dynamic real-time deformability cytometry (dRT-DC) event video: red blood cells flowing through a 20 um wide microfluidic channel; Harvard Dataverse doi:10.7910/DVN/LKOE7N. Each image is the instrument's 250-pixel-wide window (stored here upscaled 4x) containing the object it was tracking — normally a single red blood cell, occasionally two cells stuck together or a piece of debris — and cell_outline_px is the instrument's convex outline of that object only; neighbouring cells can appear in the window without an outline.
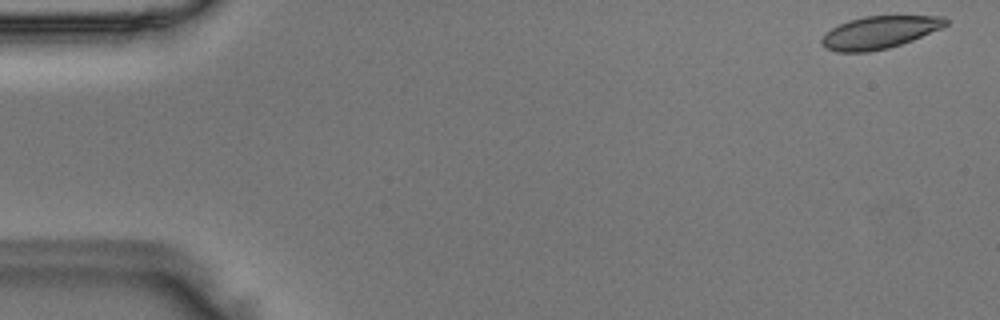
{"species": "Egyptian fruit bat (a non-hibernating species)", "species_latin": "Rousettus aegyptiacus", "temperature_condition": "room temperature", "stored_images_in_passage": 11, "camera_frame_rate_fps": 3000, "um_per_image_px": 0.085, "animal": {"sex": "male"}, "frame": {"image": 1, "passage_image": 1, "time_ms": 0.0, "image_size_px": [1000, 320], "cell_outline_px": [[948, 24], [940, 28], [912, 40], [888, 48], [868, 52], [836, 52], [824, 48], [820, 44], [820, 40], [832, 28], [848, 20], [864, 16], [944, 16], [948, 20]], "centroid_in_image_um": [74.72, 2.75], "position_along_channel_um": 10.3, "area_um2": 23.35}}